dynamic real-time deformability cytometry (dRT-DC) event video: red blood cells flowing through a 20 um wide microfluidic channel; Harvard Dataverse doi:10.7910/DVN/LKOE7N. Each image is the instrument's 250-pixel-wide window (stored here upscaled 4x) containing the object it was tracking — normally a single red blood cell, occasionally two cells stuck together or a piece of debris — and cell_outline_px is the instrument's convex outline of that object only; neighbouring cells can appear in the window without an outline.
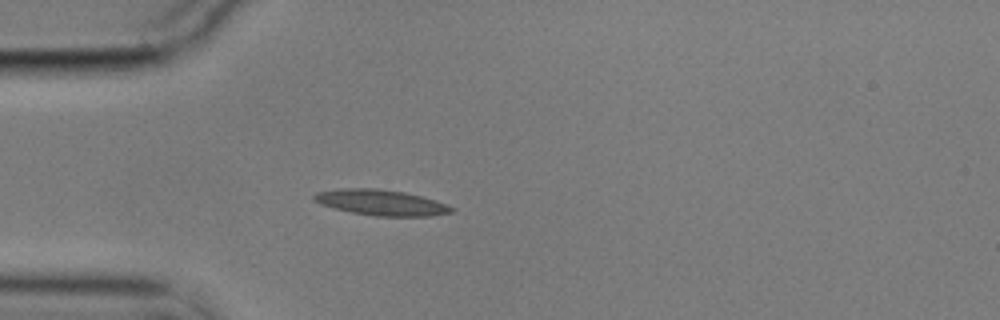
{"species": "common noctule bat (a hibernating species)", "species_latin": "Nyctalus noctula", "temperature_condition": "cold", "stored_images_in_passage": 36, "camera_frame_rate_fps": 3000, "um_per_image_px": 0.085, "animal": {"sex": "male", "body_mass_g": 17.9}, "frame": {"image": 1, "passage_image": 1, "time_ms": 0.0, "image_size_px": [1000, 320], "cell_outline_px": [[456, 208], [452, 212], [432, 216], [376, 216], [352, 212], [320, 204], [312, 200], [312, 196], [316, 192], [340, 188], [376, 188], [404, 192], [436, 200]], "centroid_in_image_um": [32.39, 17.21], "position_along_channel_um": 52.6, "area_um2": 20.58}}
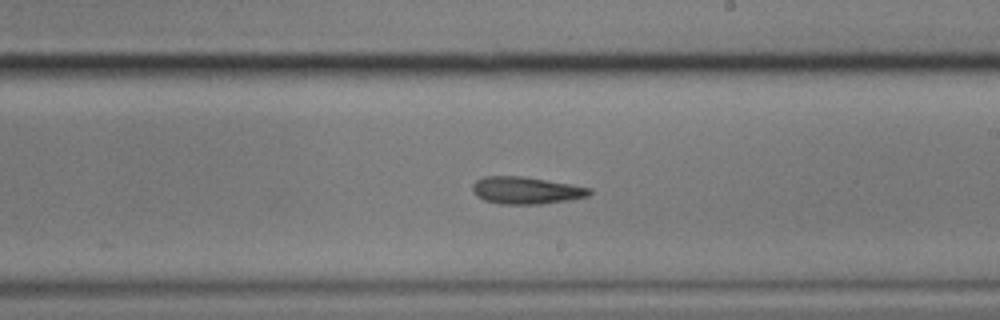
{"frame": {"image": 2, "passage_image": 18, "time_ms": 5.667, "image_size_px": [1000, 320], "cell_outline_px": [[592, 192], [588, 196], [568, 200], [540, 204], [500, 204], [484, 200], [476, 196], [472, 192], [472, 184], [476, 180], [484, 176], [524, 176], [572, 184], [592, 188]], "centroid_in_image_um": [44.7, 16.18], "position_along_channel_um": 244.3, "area_um2": 18.73}}
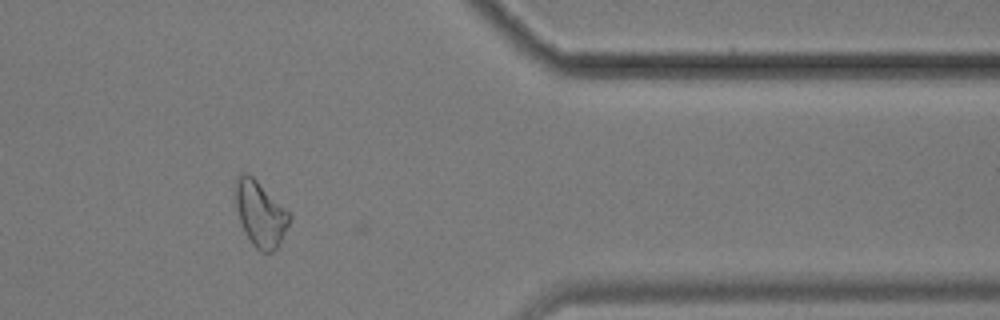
{"frame": {"image": 3, "passage_image": 32, "time_ms": 10.333, "image_size_px": [1000, 320], "cell_outline_px": [[292, 216], [276, 248], [272, 252], [260, 252], [252, 244], [244, 232], [236, 208], [236, 176], [244, 172], [248, 172]], "centroid_in_image_um": [22.09, 18.18], "position_along_channel_um": 389.3, "area_um2": 20.0}}